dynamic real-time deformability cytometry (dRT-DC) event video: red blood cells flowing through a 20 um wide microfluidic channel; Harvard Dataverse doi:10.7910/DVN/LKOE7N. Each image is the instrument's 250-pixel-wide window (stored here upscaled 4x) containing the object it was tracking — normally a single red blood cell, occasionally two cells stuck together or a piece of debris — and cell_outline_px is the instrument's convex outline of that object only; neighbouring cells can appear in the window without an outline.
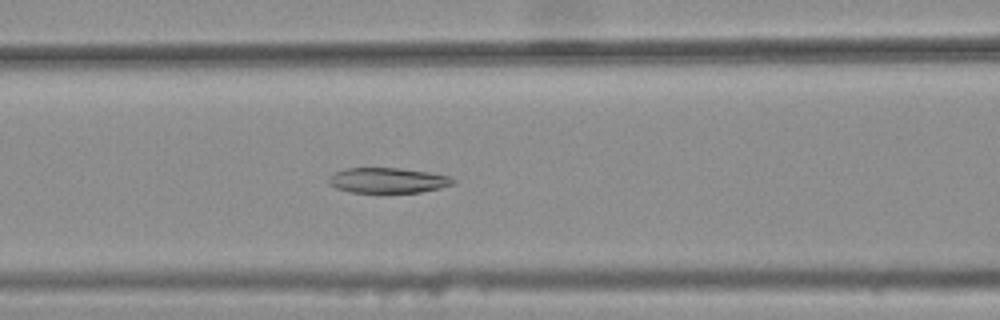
{"species": "common noctule bat (a hibernating species)", "species_latin": "Nyctalus noctula", "temperature_condition": "warm", "stored_images_in_passage": 32, "camera_frame_rate_fps": 3000, "um_per_image_px": 0.085, "animal": {"sex": "female", "body_mass_g": 25.1}, "frame": {"image": 1, "passage_image": 9, "time_ms": 2.667, "image_size_px": [1000, 320], "cell_outline_px": [[456, 180], [452, 184], [440, 188], [420, 192], [380, 196], [348, 192], [336, 188], [328, 184], [328, 180], [336, 172], [344, 168], [400, 168], [428, 172], [448, 176]], "centroid_in_image_um": [32.92, 15.39], "position_along_channel_um": 133.7, "area_um2": 19.19}}
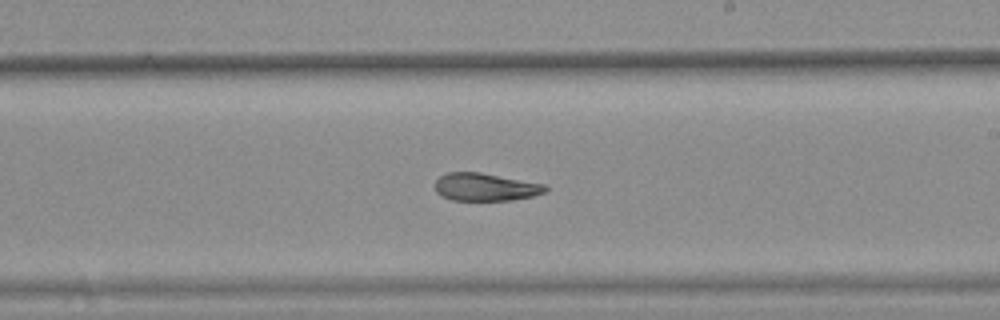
{"frame": {"image": 2, "passage_image": 18, "time_ms": 5.667, "image_size_px": [1000, 320], "cell_outline_px": [[548, 188], [544, 192], [532, 196], [512, 200], [452, 200], [440, 196], [436, 192], [436, 180], [440, 176], [448, 172], [480, 172], [544, 184]], "centroid_in_image_um": [41.23, 15.9], "position_along_channel_um": 247.8, "area_um2": 17.74}}
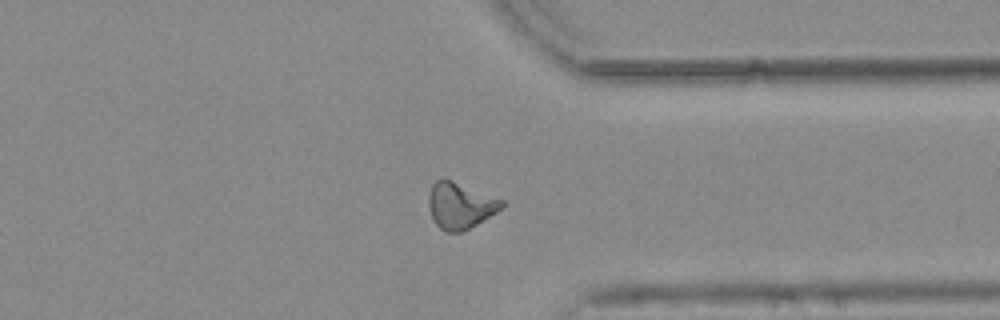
{"frame": {"image": 3, "passage_image": 28, "time_ms": 9.0, "image_size_px": [1000, 320], "cell_outline_px": [[504, 204], [496, 212], [476, 224], [460, 232], [444, 232], [432, 220], [428, 204], [428, 196], [432, 184], [440, 176], [444, 176], [504, 200]], "centroid_in_image_um": [39.06, 17.43], "position_along_channel_um": 372.3, "area_um2": 19.94}, "authors_computed_cell_mechanics": {"area_um2": 19.074, "velocity_mm_per_s": 3.8099, "shape_relaxation_time_tau1_ms": null, "shape_relaxation_time_tau2_ms": 4.1584, "deformation_change_tau1": null, "deformation_change_tau2": 0.1247}}